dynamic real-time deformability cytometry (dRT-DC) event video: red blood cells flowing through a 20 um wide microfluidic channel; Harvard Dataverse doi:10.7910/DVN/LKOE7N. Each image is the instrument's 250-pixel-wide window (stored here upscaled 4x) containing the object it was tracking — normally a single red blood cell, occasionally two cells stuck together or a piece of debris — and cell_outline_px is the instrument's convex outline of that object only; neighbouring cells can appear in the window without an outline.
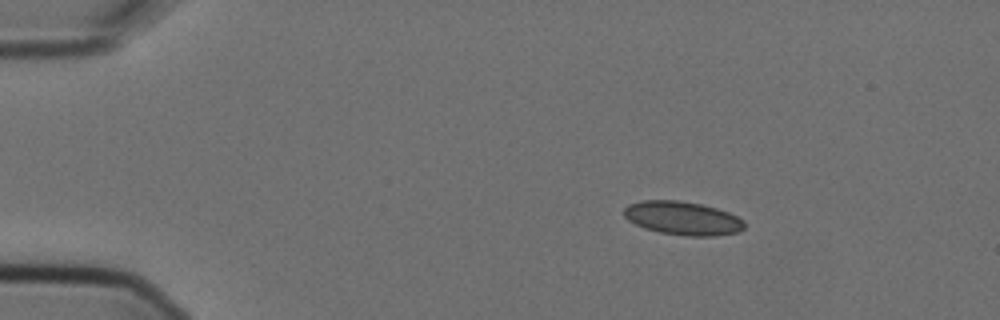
{"species": "Egyptian fruit bat (a non-hibernating species)", "species_latin": "Rousettus aegyptiacus", "temperature_condition": "cold", "stored_images_in_passage": 4, "camera_frame_rate_fps": 3000, "um_per_image_px": 0.085, "animal": {"sex": "female"}, "frame": {"image": 1, "passage_image": 1, "time_ms": 0.0, "image_size_px": [1000, 320], "cell_outline_px": [[744, 228], [740, 232], [716, 236], [688, 236], [660, 232], [644, 228], [628, 220], [624, 216], [624, 208], [628, 204], [644, 200], [676, 200], [700, 204], [716, 208], [728, 212], [744, 220]], "centroid_in_image_um": [58.04, 18.55], "position_along_channel_um": 27.0, "area_um2": 23.52}}
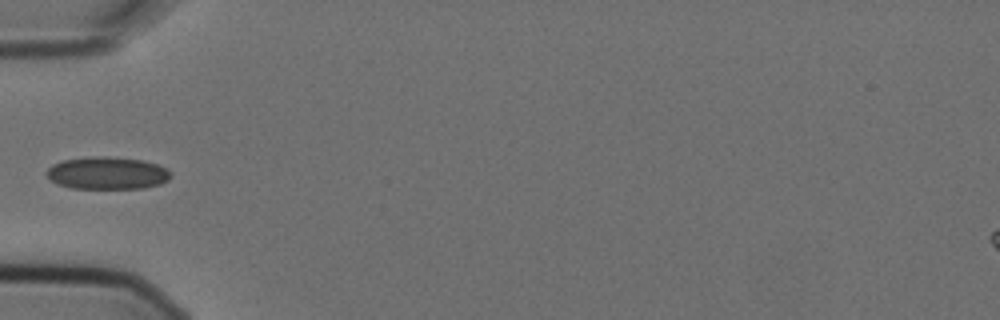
{"frame": {"image": 2, "passage_image": 4, "time_ms": 1.0, "image_size_px": [1000, 320], "cell_outline_px": [[172, 176], [168, 180], [160, 184], [144, 188], [72, 188], [56, 184], [44, 172], [52, 164], [64, 160], [92, 156], [108, 156], [140, 160], [156, 164], [172, 172]], "centroid_in_image_um": [9.1, 14.71], "position_along_channel_um": 75.9, "area_um2": 23.47}}